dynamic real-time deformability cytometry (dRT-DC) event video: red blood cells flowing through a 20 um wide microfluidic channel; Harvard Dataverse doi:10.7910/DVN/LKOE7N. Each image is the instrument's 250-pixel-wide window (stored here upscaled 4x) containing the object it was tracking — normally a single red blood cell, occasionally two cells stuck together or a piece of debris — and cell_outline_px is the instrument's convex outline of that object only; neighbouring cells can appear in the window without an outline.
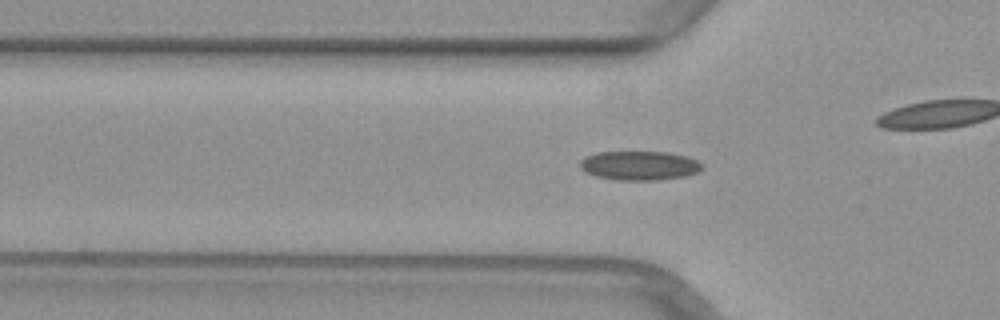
{"species": "common noctule bat (a hibernating species)", "species_latin": "Nyctalus noctula", "temperature_condition": "warm", "stored_images_in_passage": 40, "camera_frame_rate_fps": 3000, "um_per_image_px": 0.085, "animal": {"sex": "female", "body_mass_g": 29.2, "forearm_length_mm": 56.3}, "frame": {"image": 1, "passage_image": 12, "time_ms": 3.667, "image_size_px": [1000, 320], "cell_outline_px": [[704, 168], [696, 172], [684, 176], [656, 180], [616, 180], [596, 176], [584, 172], [580, 168], [580, 160], [584, 156], [596, 152], [668, 152], [688, 156], [704, 164]], "centroid_in_image_um": [54.33, 14.06], "position_along_channel_um": 71.5, "area_um2": 20.92}}
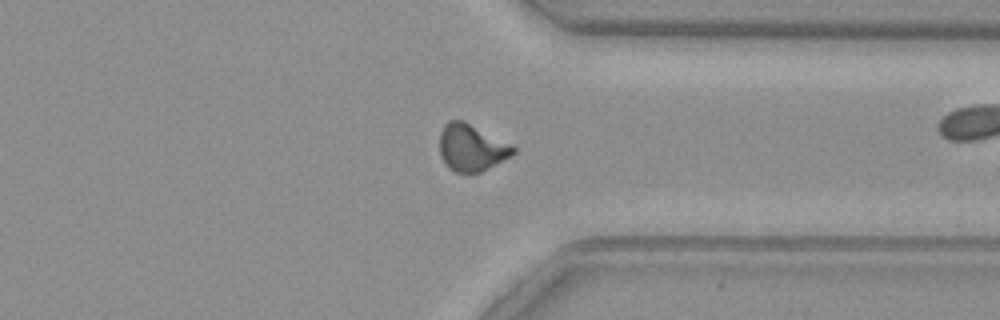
{"frame": {"image": 2, "passage_image": 34, "time_ms": 11.0, "image_size_px": [1000, 320], "cell_outline_px": [[516, 152], [512, 156], [480, 172], [456, 172], [448, 168], [444, 164], [440, 156], [440, 132], [444, 124], [448, 120], [464, 120], [512, 144], [516, 148]], "centroid_in_image_um": [40.08, 12.54], "position_along_channel_um": 371.3, "area_um2": 20.35}}